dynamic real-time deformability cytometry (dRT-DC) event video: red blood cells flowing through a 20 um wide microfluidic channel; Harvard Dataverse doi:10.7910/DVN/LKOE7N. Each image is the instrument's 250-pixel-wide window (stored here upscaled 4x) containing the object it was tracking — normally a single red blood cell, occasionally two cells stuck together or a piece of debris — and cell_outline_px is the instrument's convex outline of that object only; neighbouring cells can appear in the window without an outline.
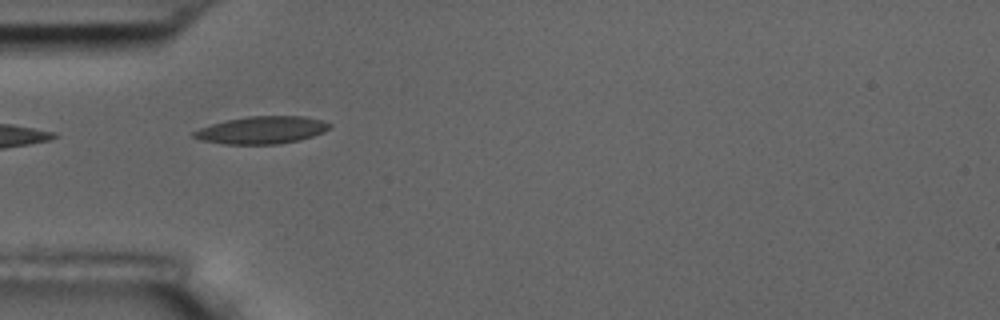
{"species": "common noctule bat (a hibernating species)", "species_latin": "Nyctalus noctula", "temperature_condition": "room temperature", "stored_images_in_passage": 3, "camera_frame_rate_fps": 3000, "um_per_image_px": 0.085, "animal": {"sex": "male", "body_mass_g": 17.5, "forearm_length_mm": 52.3}, "frame": {"image": 1, "passage_image": 1, "time_ms": 0.0, "image_size_px": [1000, 320], "cell_outline_px": [[332, 124], [324, 132], [300, 140], [276, 144], [224, 144], [200, 140], [192, 136], [192, 132], [200, 128], [212, 124], [228, 120], [248, 116], [304, 116], [320, 120]], "centroid_in_image_um": [22.24, 11.06], "position_along_channel_um": 62.8, "area_um2": 21.56}}